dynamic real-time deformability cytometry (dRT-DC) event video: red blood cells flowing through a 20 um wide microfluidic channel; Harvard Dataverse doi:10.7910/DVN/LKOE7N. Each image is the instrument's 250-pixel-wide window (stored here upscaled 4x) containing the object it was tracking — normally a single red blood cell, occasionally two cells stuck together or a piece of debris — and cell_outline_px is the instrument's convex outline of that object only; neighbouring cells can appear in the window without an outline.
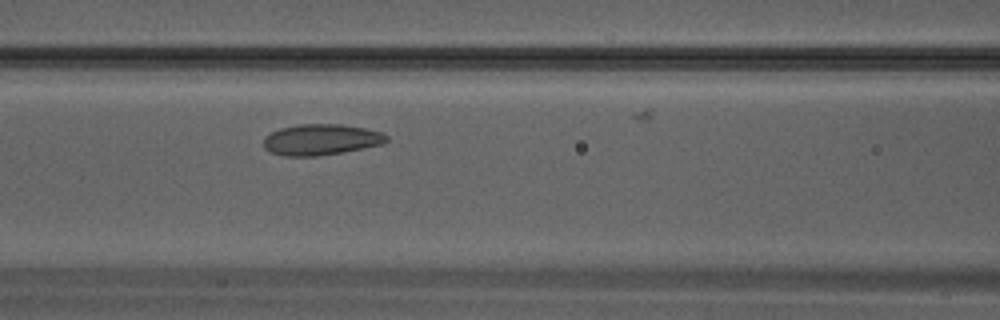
{"species": "Egyptian fruit bat (a non-hibernating species)", "species_latin": "Rousettus aegyptiacus", "temperature_condition": "warm", "stored_images_in_passage": 24, "camera_frame_rate_fps": 3000, "um_per_image_px": 0.085, "animal": {"sex": "male"}, "frame": {"image": 1, "passage_image": 10, "time_ms": 3.0, "image_size_px": [1000, 320], "cell_outline_px": [[388, 140], [384, 144], [344, 152], [316, 156], [284, 156], [272, 152], [264, 148], [264, 136], [280, 128], [300, 124], [340, 124], [364, 128], [380, 132], [388, 136]], "centroid_in_image_um": [27.29, 11.87], "position_along_channel_um": 139.3, "area_um2": 22.2}}
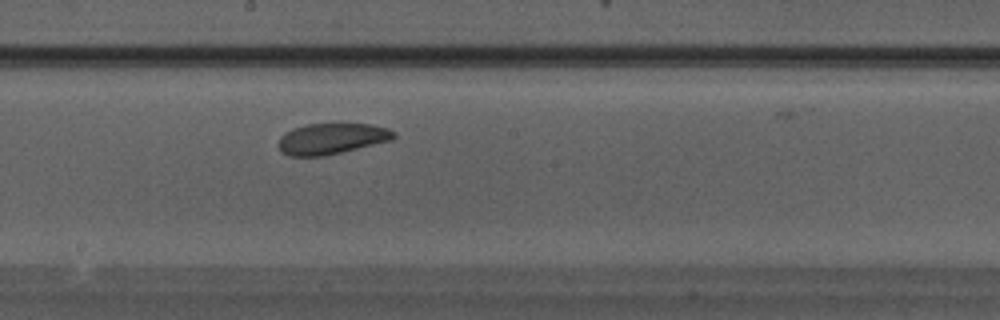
{"frame": {"image": 2, "passage_image": 14, "time_ms": 4.333, "image_size_px": [1000, 320], "cell_outline_px": [[396, 136], [392, 140], [324, 156], [288, 156], [280, 152], [280, 136], [284, 132], [292, 128], [308, 124], [336, 120], [368, 124], [388, 128], [396, 132]], "centroid_in_image_um": [28.2, 11.73], "position_along_channel_um": 220.0, "area_um2": 21.62}}
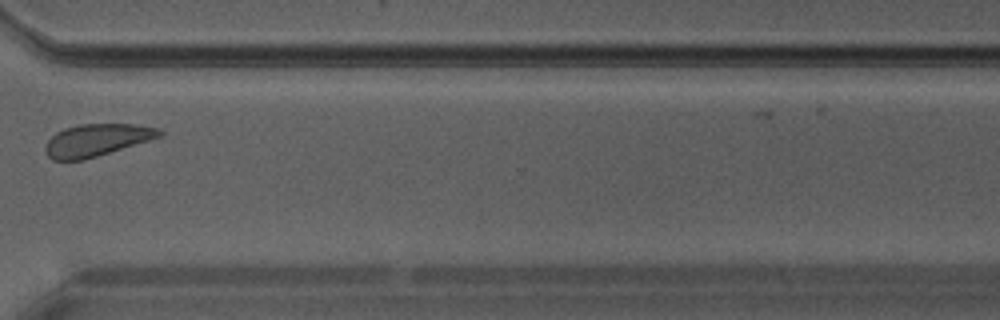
{"frame": {"image": 3, "passage_image": 21, "time_ms": 6.667, "image_size_px": [1000, 320], "cell_outline_px": [[164, 132], [160, 136], [148, 140], [84, 160], [52, 160], [48, 156], [44, 148], [48, 140], [56, 132], [64, 128], [80, 124], [136, 124], [160, 128]], "centroid_in_image_um": [8.2, 11.9], "position_along_channel_um": 362.4, "area_um2": 21.27}}